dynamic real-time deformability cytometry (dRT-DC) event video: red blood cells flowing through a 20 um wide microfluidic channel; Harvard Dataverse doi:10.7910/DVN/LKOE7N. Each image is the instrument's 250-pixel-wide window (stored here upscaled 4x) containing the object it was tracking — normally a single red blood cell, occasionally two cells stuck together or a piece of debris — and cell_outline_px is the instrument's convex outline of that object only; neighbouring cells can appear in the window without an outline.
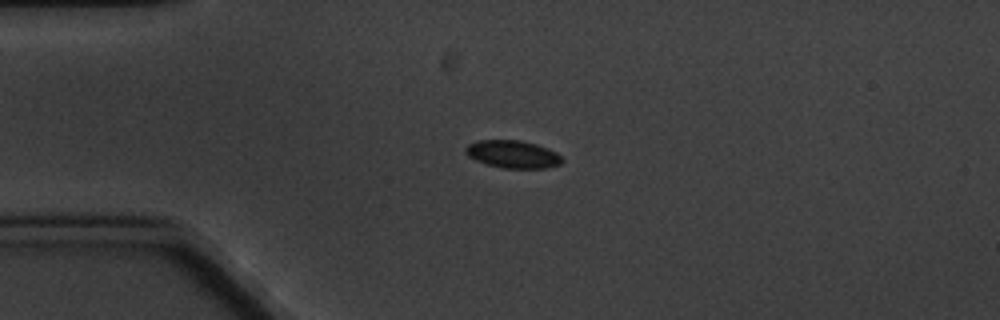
{"species": "common noctule bat (a hibernating species)", "species_latin": "Nyctalus noctula", "temperature_condition": "cold", "stored_images_in_passage": 5, "camera_frame_rate_fps": 3000, "um_per_image_px": 0.085, "animal": {"sex": "male", "body_mass_g": 20.1, "forearm_length_mm": 53.5}, "frame": {"image": 1, "passage_image": 4, "time_ms": 3.667, "image_size_px": [1000, 320], "cell_outline_px": [[564, 160], [560, 164], [544, 168], [504, 168], [488, 164], [476, 160], [468, 156], [464, 152], [464, 148], [468, 144], [476, 140], [520, 140], [536, 144], [548, 148], [556, 152]], "centroid_in_image_um": [43.57, 13.1], "position_along_channel_um": 41.4, "area_um2": 15.55}}